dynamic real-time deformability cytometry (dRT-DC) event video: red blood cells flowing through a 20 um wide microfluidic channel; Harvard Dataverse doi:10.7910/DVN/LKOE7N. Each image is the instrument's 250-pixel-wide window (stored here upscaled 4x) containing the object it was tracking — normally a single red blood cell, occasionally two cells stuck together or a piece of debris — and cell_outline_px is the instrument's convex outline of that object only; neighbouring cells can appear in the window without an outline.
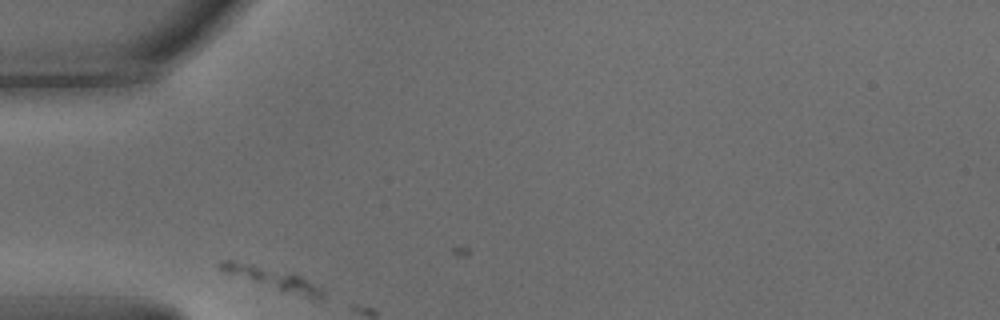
{"species": "common noctule bat (a hibernating species)", "species_latin": "Nyctalus noctula", "temperature_condition": "warm", "stored_images_in_passage": 2, "camera_frame_rate_fps": 3000, "um_per_image_px": 0.085, "animal": {"sex": "male", "body_mass_g": 15.6}, "frame": {"image": 1, "passage_image": 1, "time_ms": 0.0, "image_size_px": [1000, 320], "cell_outline_px": [[324, 296], [320, 300], [224, 272], [216, 264], [220, 260], [232, 260], [292, 272], [324, 288]], "centroid_in_image_um": [23.21, 23.62], "position_along_channel_um": 61.8, "area_um2": 12.31}}